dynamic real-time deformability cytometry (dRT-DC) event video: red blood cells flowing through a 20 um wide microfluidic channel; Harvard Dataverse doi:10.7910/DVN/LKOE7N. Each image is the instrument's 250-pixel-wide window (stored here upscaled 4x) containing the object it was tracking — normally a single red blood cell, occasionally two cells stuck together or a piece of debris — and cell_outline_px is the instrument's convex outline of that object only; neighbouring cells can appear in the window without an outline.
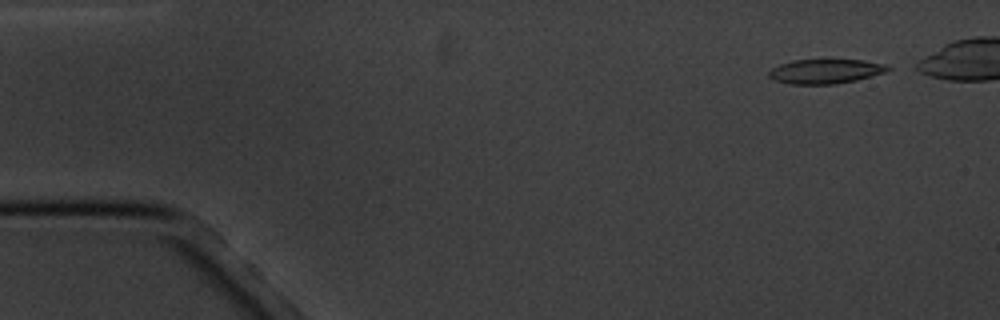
{"species": "common noctule bat (a hibernating species)", "species_latin": "Nyctalus noctula", "temperature_condition": "cold", "stored_images_in_passage": 14, "camera_frame_rate_fps": 3000, "um_per_image_px": 0.085, "animal": {"sex": "male", "body_mass_g": 20.1, "forearm_length_mm": 53.5}, "frame": {"image": 1, "passage_image": 1, "time_ms": 0.0, "image_size_px": [1000, 320], "cell_outline_px": [[892, 68], [884, 72], [872, 76], [856, 80], [836, 84], [788, 84], [772, 80], [768, 76], [768, 72], [772, 68], [780, 64], [792, 60], [864, 60], [884, 64]], "centroid_in_image_um": [70.12, 6.07], "position_along_channel_um": 14.9, "area_um2": 16.99}}
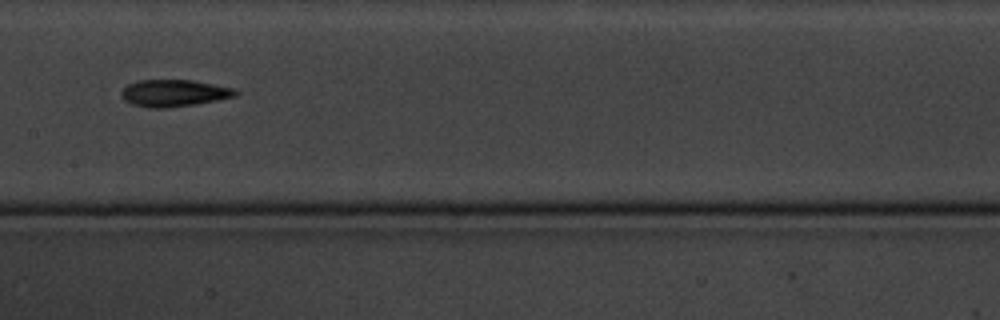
{"frame": {"image": 2, "passage_image": 8, "time_ms": 8.0, "image_size_px": [1000, 320], "cell_outline_px": [[236, 96], [216, 100], [192, 104], [164, 108], [148, 108], [128, 104], [120, 96], [120, 92], [128, 84], [136, 80], [192, 80], [236, 88]], "centroid_in_image_um": [14.72, 7.91], "position_along_channel_um": 192.7, "area_um2": 17.98}}
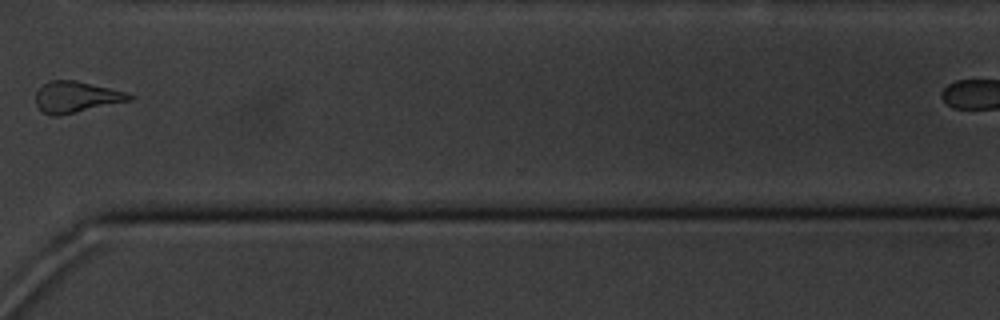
{"frame": {"image": 3, "passage_image": 12, "time_ms": 13.0, "image_size_px": [1000, 320], "cell_outline_px": [[136, 96], [132, 100], [56, 116], [52, 116], [44, 112], [36, 104], [36, 92], [48, 80], [76, 80], [124, 92]], "centroid_in_image_um": [6.47, 8.23], "position_along_channel_um": 364.1, "area_um2": 16.7}}